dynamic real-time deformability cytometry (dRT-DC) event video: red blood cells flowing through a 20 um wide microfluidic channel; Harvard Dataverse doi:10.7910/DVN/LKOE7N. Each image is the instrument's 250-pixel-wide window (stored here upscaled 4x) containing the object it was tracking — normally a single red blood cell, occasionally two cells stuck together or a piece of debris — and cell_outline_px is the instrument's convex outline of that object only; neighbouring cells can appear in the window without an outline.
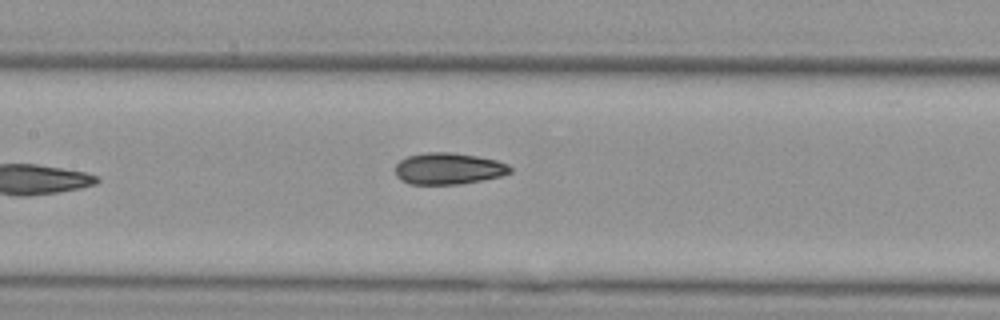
{"species": "Egyptian fruit bat (a non-hibernating species)", "species_latin": "Rousettus aegyptiacus", "temperature_condition": "cold", "stored_images_in_passage": 7, "camera_frame_rate_fps": 3000, "um_per_image_px": 0.085, "animal": {"sex": "female"}, "frame": {"image": 1, "passage_image": 7, "time_ms": 7.0, "image_size_px": [1000, 320], "cell_outline_px": [[512, 172], [500, 176], [484, 180], [460, 184], [408, 184], [400, 180], [396, 176], [396, 164], [400, 160], [408, 156], [428, 152], [452, 152], [476, 156], [496, 160], [508, 164], [512, 168]], "centroid_in_image_um": [38.12, 14.34], "position_along_channel_um": 169.3, "area_um2": 21.21}}